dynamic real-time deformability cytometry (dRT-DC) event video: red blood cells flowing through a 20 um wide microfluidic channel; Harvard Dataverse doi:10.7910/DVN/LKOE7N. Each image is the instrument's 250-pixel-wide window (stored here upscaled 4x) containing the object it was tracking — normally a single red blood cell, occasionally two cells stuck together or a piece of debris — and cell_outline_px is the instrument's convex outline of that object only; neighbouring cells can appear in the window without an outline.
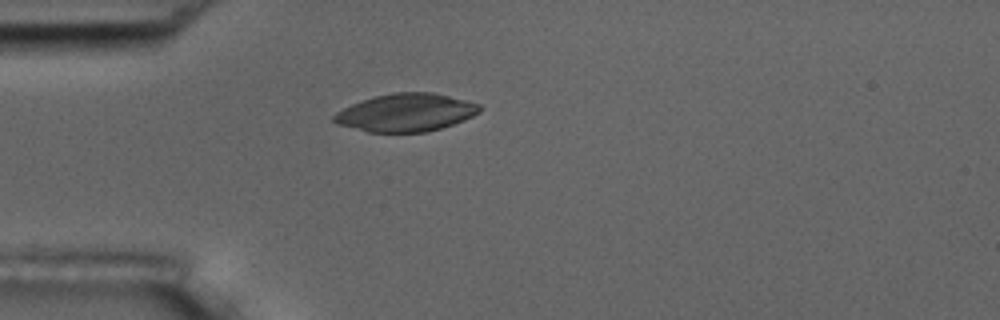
{"species": "common noctule bat (a hibernating species)", "species_latin": "Nyctalus noctula", "temperature_condition": "room temperature", "stored_images_in_passage": 2, "camera_frame_rate_fps": 3000, "um_per_image_px": 0.085, "animal": {"sex": "male", "body_mass_g": 17.5, "forearm_length_mm": 52.3}, "frame": {"image": 1, "passage_image": 1, "time_ms": 0.0, "image_size_px": [1000, 320], "cell_outline_px": [[480, 112], [464, 120], [440, 128], [424, 132], [368, 132], [336, 124], [332, 120], [332, 116], [336, 112], [352, 104], [376, 96], [392, 92], [432, 92], [480, 104]], "centroid_in_image_um": [34.48, 9.57], "position_along_channel_um": 50.5, "area_um2": 31.91}}